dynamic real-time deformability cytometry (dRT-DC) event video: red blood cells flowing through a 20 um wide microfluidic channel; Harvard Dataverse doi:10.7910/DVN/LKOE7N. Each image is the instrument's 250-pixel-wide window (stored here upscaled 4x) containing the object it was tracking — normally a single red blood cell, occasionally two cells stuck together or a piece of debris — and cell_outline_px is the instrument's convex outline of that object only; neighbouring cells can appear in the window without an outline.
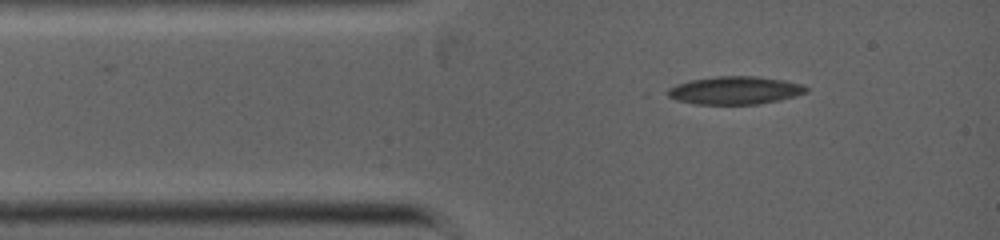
{"species": "common noctule bat (a hibernating species)", "species_latin": "Nyctalus noctula", "temperature_condition": "warm", "stored_images_in_passage": 3, "camera_frame_rate_fps": 5000, "um_per_image_px": 0.085, "animal": {"sex": "female", "body_mass_g": 19.0, "forearm_length_mm": 53.3}, "frame": {"image": 1, "passage_image": 3, "time_ms": 0.4, "image_size_px": [1000, 240], "cell_outline_px": [[808, 92], [796, 96], [780, 100], [756, 104], [696, 104], [676, 100], [668, 96], [668, 88], [676, 84], [688, 80], [716, 76], [756, 76], [784, 80], [804, 84], [808, 88]], "centroid_in_image_um": [62.49, 7.67], "position_along_channel_um": 22.5, "area_um2": 22.72}}